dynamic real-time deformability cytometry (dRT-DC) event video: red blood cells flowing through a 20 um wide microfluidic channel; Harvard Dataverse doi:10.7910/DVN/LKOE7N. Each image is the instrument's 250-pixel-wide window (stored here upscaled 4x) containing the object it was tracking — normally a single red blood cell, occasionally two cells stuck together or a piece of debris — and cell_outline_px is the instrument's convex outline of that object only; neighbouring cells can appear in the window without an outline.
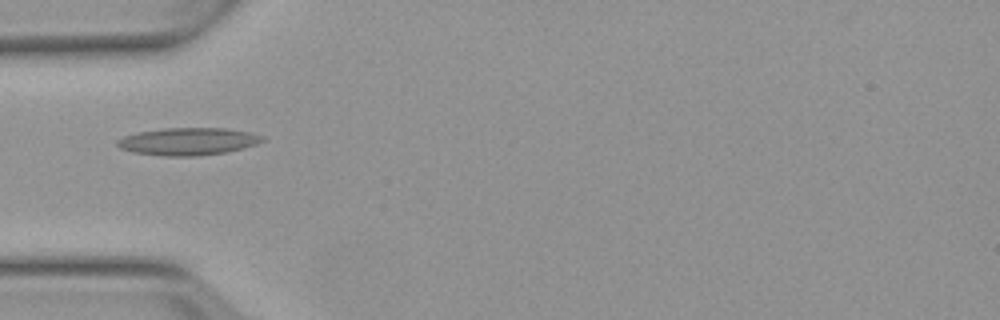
{"species": "Egyptian fruit bat (a non-hibernating species)", "species_latin": "Rousettus aegyptiacus", "temperature_condition": "warm", "stored_images_in_passage": 22, "camera_frame_rate_fps": 3000, "um_per_image_px": 0.085, "animal": {"sex": "female"}, "frame": {"image": 1, "passage_image": 1, "time_ms": 0.0, "image_size_px": [1000, 320], "cell_outline_px": [[264, 140], [256, 144], [224, 152], [200, 156], [164, 156], [132, 152], [120, 148], [116, 144], [116, 140], [124, 136], [136, 132], [164, 128], [224, 128], [248, 132], [264, 136]], "centroid_in_image_um": [15.93, 12.02], "position_along_channel_um": 69.1, "area_um2": 23.12}}
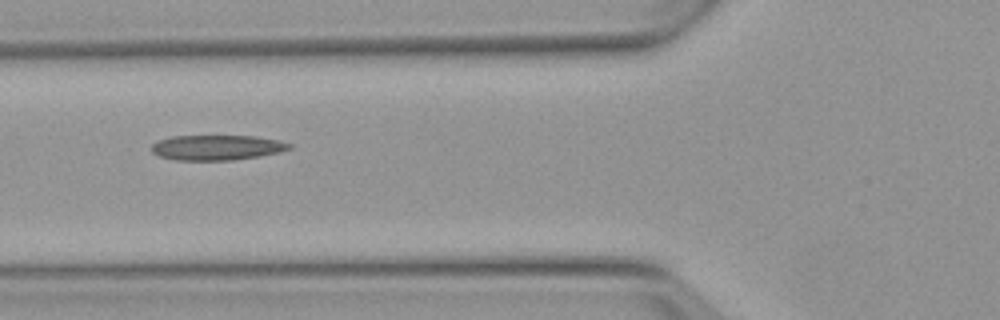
{"frame": {"image": 2, "passage_image": 4, "time_ms": 1.0, "image_size_px": [1000, 320], "cell_outline_px": [[292, 148], [280, 152], [260, 156], [232, 160], [176, 160], [160, 156], [152, 152], [152, 144], [160, 140], [172, 136], [256, 136], [280, 140], [292, 144]], "centroid_in_image_um": [18.48, 12.54], "position_along_channel_um": 107.3, "area_um2": 20.17}}